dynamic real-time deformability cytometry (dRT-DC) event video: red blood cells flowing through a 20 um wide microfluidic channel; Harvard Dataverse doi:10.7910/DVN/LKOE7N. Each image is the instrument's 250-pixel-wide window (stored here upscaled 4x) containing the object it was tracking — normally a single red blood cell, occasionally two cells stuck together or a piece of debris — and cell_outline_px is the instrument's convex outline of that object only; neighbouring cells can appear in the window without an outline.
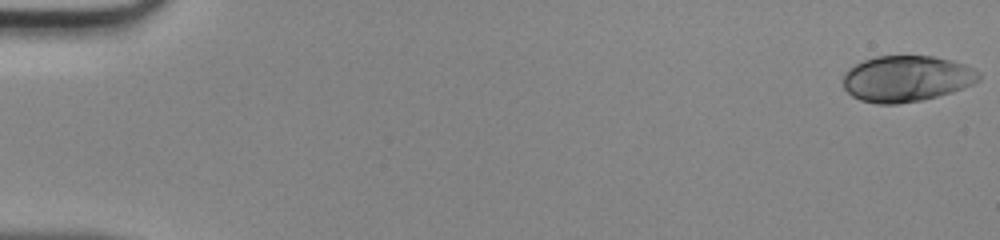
{"species": "human", "species_latin": "Homo sapiens", "temperature_condition": "room temperature", "stored_images_in_passage": 47, "camera_frame_rate_fps": 3000, "um_per_image_px": 0.085, "donor": {"sex": "male"}, "frame": {"image": 1, "passage_image": 1, "time_ms": 0.0, "image_size_px": [1000, 240], "cell_outline_px": [[980, 80], [964, 88], [952, 92], [920, 100], [896, 104], [876, 104], [860, 100], [852, 96], [844, 88], [844, 72], [848, 68], [864, 60], [876, 56], [932, 56], [952, 60], [964, 64], [980, 72]], "centroid_in_image_um": [77.05, 6.68], "position_along_channel_um": 7.9, "area_um2": 36.47}}
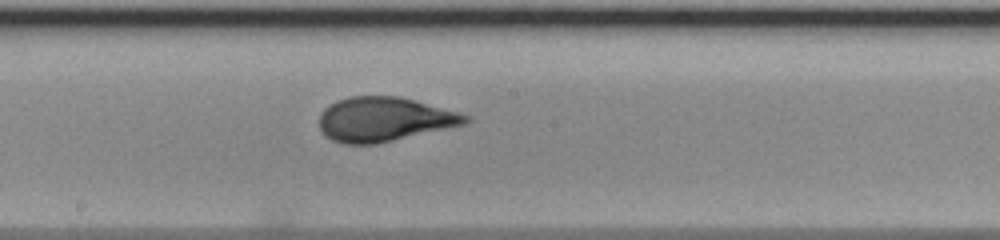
{"frame": {"image": 2, "passage_image": 27, "time_ms": 8.667, "image_size_px": [1000, 240], "cell_outline_px": [[472, 120], [468, 124], [376, 144], [344, 144], [332, 140], [324, 136], [320, 132], [320, 112], [328, 104], [336, 100], [352, 96], [400, 96], [456, 112], [468, 116]], "centroid_in_image_um": [32.62, 10.15], "position_along_channel_um": 215.6, "area_um2": 37.92}}
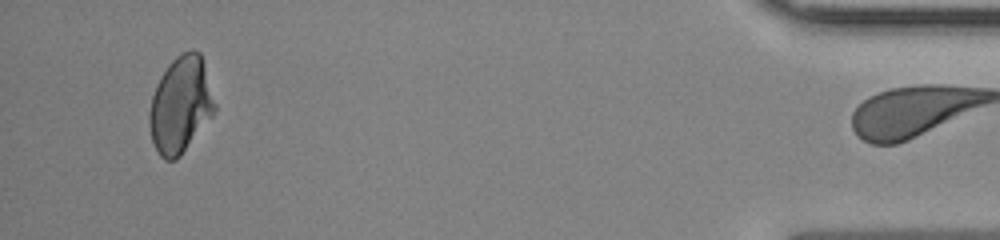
{"frame": {"image": 3, "passage_image": 46, "time_ms": 15.0, "image_size_px": [1000, 240], "cell_outline_px": [[216, 108], [212, 116], [180, 156], [176, 160], [164, 160], [160, 156], [152, 140], [148, 124], [148, 116], [152, 96], [156, 84], [160, 76], [168, 64], [176, 56], [192, 48], [200, 52], [204, 64], [216, 104]], "centroid_in_image_um": [15.34, 8.9], "position_along_channel_um": 419.9, "area_um2": 36.7}}